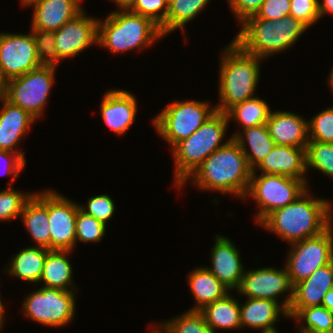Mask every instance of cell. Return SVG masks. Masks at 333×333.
Returning <instances> with one entry per match:
<instances>
[{
	"instance_id": "obj_21",
	"label": "cell",
	"mask_w": 333,
	"mask_h": 333,
	"mask_svg": "<svg viewBox=\"0 0 333 333\" xmlns=\"http://www.w3.org/2000/svg\"><path fill=\"white\" fill-rule=\"evenodd\" d=\"M266 125L276 145L306 148L309 142L308 120L296 112L272 110Z\"/></svg>"
},
{
	"instance_id": "obj_2",
	"label": "cell",
	"mask_w": 333,
	"mask_h": 333,
	"mask_svg": "<svg viewBox=\"0 0 333 333\" xmlns=\"http://www.w3.org/2000/svg\"><path fill=\"white\" fill-rule=\"evenodd\" d=\"M252 171L245 154L231 138L224 146L210 154L178 190L181 191L186 183L190 182L199 191H217L219 194H230L243 200Z\"/></svg>"
},
{
	"instance_id": "obj_5",
	"label": "cell",
	"mask_w": 333,
	"mask_h": 333,
	"mask_svg": "<svg viewBox=\"0 0 333 333\" xmlns=\"http://www.w3.org/2000/svg\"><path fill=\"white\" fill-rule=\"evenodd\" d=\"M240 26L233 41L266 62L269 57L290 50L308 29L291 15L274 21L246 19Z\"/></svg>"
},
{
	"instance_id": "obj_17",
	"label": "cell",
	"mask_w": 333,
	"mask_h": 333,
	"mask_svg": "<svg viewBox=\"0 0 333 333\" xmlns=\"http://www.w3.org/2000/svg\"><path fill=\"white\" fill-rule=\"evenodd\" d=\"M102 96L99 114L103 123L118 137L126 134L136 121L139 107L136 96L120 88L109 89Z\"/></svg>"
},
{
	"instance_id": "obj_16",
	"label": "cell",
	"mask_w": 333,
	"mask_h": 333,
	"mask_svg": "<svg viewBox=\"0 0 333 333\" xmlns=\"http://www.w3.org/2000/svg\"><path fill=\"white\" fill-rule=\"evenodd\" d=\"M214 237L210 252L211 265L205 267L231 292L237 291L245 272L240 251L228 236L215 234Z\"/></svg>"
},
{
	"instance_id": "obj_27",
	"label": "cell",
	"mask_w": 333,
	"mask_h": 333,
	"mask_svg": "<svg viewBox=\"0 0 333 333\" xmlns=\"http://www.w3.org/2000/svg\"><path fill=\"white\" fill-rule=\"evenodd\" d=\"M72 250H50L46 255L39 286L61 290H78L73 279ZM41 284V285H40Z\"/></svg>"
},
{
	"instance_id": "obj_33",
	"label": "cell",
	"mask_w": 333,
	"mask_h": 333,
	"mask_svg": "<svg viewBox=\"0 0 333 333\" xmlns=\"http://www.w3.org/2000/svg\"><path fill=\"white\" fill-rule=\"evenodd\" d=\"M179 316H175L152 325L160 333H214L206 324L205 318L200 311L184 310Z\"/></svg>"
},
{
	"instance_id": "obj_47",
	"label": "cell",
	"mask_w": 333,
	"mask_h": 333,
	"mask_svg": "<svg viewBox=\"0 0 333 333\" xmlns=\"http://www.w3.org/2000/svg\"><path fill=\"white\" fill-rule=\"evenodd\" d=\"M322 306L333 313V289L324 295Z\"/></svg>"
},
{
	"instance_id": "obj_52",
	"label": "cell",
	"mask_w": 333,
	"mask_h": 333,
	"mask_svg": "<svg viewBox=\"0 0 333 333\" xmlns=\"http://www.w3.org/2000/svg\"><path fill=\"white\" fill-rule=\"evenodd\" d=\"M150 326V333H160L152 324H149Z\"/></svg>"
},
{
	"instance_id": "obj_43",
	"label": "cell",
	"mask_w": 333,
	"mask_h": 333,
	"mask_svg": "<svg viewBox=\"0 0 333 333\" xmlns=\"http://www.w3.org/2000/svg\"><path fill=\"white\" fill-rule=\"evenodd\" d=\"M290 0H265L255 16L247 19L274 21L290 15Z\"/></svg>"
},
{
	"instance_id": "obj_18",
	"label": "cell",
	"mask_w": 333,
	"mask_h": 333,
	"mask_svg": "<svg viewBox=\"0 0 333 333\" xmlns=\"http://www.w3.org/2000/svg\"><path fill=\"white\" fill-rule=\"evenodd\" d=\"M0 104V149L18 153L27 161L23 148L19 146L37 120L21 107L11 104L2 95Z\"/></svg>"
},
{
	"instance_id": "obj_10",
	"label": "cell",
	"mask_w": 333,
	"mask_h": 333,
	"mask_svg": "<svg viewBox=\"0 0 333 333\" xmlns=\"http://www.w3.org/2000/svg\"><path fill=\"white\" fill-rule=\"evenodd\" d=\"M308 186L300 179L278 174L252 173L242 201L252 198L258 208L254 222L260 224L271 212L292 203Z\"/></svg>"
},
{
	"instance_id": "obj_32",
	"label": "cell",
	"mask_w": 333,
	"mask_h": 333,
	"mask_svg": "<svg viewBox=\"0 0 333 333\" xmlns=\"http://www.w3.org/2000/svg\"><path fill=\"white\" fill-rule=\"evenodd\" d=\"M291 319L296 321L294 323L300 333H330L333 331V313L324 306L302 308Z\"/></svg>"
},
{
	"instance_id": "obj_25",
	"label": "cell",
	"mask_w": 333,
	"mask_h": 333,
	"mask_svg": "<svg viewBox=\"0 0 333 333\" xmlns=\"http://www.w3.org/2000/svg\"><path fill=\"white\" fill-rule=\"evenodd\" d=\"M50 250L44 247L29 246L22 247L19 252L12 255L8 264H5L3 273L12 278H18L22 282L39 285L46 255Z\"/></svg>"
},
{
	"instance_id": "obj_4",
	"label": "cell",
	"mask_w": 333,
	"mask_h": 333,
	"mask_svg": "<svg viewBox=\"0 0 333 333\" xmlns=\"http://www.w3.org/2000/svg\"><path fill=\"white\" fill-rule=\"evenodd\" d=\"M98 21L97 45L112 54L149 49L164 37L150 18L129 10H111Z\"/></svg>"
},
{
	"instance_id": "obj_42",
	"label": "cell",
	"mask_w": 333,
	"mask_h": 333,
	"mask_svg": "<svg viewBox=\"0 0 333 333\" xmlns=\"http://www.w3.org/2000/svg\"><path fill=\"white\" fill-rule=\"evenodd\" d=\"M27 161H25L18 153H13L6 150L0 149V174H5L11 176L7 187H12L14 185V180L20 176L26 166Z\"/></svg>"
},
{
	"instance_id": "obj_12",
	"label": "cell",
	"mask_w": 333,
	"mask_h": 333,
	"mask_svg": "<svg viewBox=\"0 0 333 333\" xmlns=\"http://www.w3.org/2000/svg\"><path fill=\"white\" fill-rule=\"evenodd\" d=\"M293 288L285 265L282 269L266 266L258 269H245L241 284L235 292L245 298L269 299L279 302L288 311L293 299Z\"/></svg>"
},
{
	"instance_id": "obj_15",
	"label": "cell",
	"mask_w": 333,
	"mask_h": 333,
	"mask_svg": "<svg viewBox=\"0 0 333 333\" xmlns=\"http://www.w3.org/2000/svg\"><path fill=\"white\" fill-rule=\"evenodd\" d=\"M99 16H89L85 9L55 31V48L62 62L87 48L97 46Z\"/></svg>"
},
{
	"instance_id": "obj_23",
	"label": "cell",
	"mask_w": 333,
	"mask_h": 333,
	"mask_svg": "<svg viewBox=\"0 0 333 333\" xmlns=\"http://www.w3.org/2000/svg\"><path fill=\"white\" fill-rule=\"evenodd\" d=\"M280 316L289 318L288 311L279 302L245 298V302L241 303L240 299L241 330L244 328L261 330L260 332L276 330V323L281 320Z\"/></svg>"
},
{
	"instance_id": "obj_19",
	"label": "cell",
	"mask_w": 333,
	"mask_h": 333,
	"mask_svg": "<svg viewBox=\"0 0 333 333\" xmlns=\"http://www.w3.org/2000/svg\"><path fill=\"white\" fill-rule=\"evenodd\" d=\"M252 173L278 174L300 179L309 187L305 148L275 145Z\"/></svg>"
},
{
	"instance_id": "obj_30",
	"label": "cell",
	"mask_w": 333,
	"mask_h": 333,
	"mask_svg": "<svg viewBox=\"0 0 333 333\" xmlns=\"http://www.w3.org/2000/svg\"><path fill=\"white\" fill-rule=\"evenodd\" d=\"M210 2L211 0H171L168 4L167 18L159 27L162 35L165 37L180 29L186 42L188 33H186L185 26L198 17Z\"/></svg>"
},
{
	"instance_id": "obj_20",
	"label": "cell",
	"mask_w": 333,
	"mask_h": 333,
	"mask_svg": "<svg viewBox=\"0 0 333 333\" xmlns=\"http://www.w3.org/2000/svg\"><path fill=\"white\" fill-rule=\"evenodd\" d=\"M333 289V260L316 269L307 279L294 285L293 299L288 309L291 319L300 309L322 306L324 295Z\"/></svg>"
},
{
	"instance_id": "obj_35",
	"label": "cell",
	"mask_w": 333,
	"mask_h": 333,
	"mask_svg": "<svg viewBox=\"0 0 333 333\" xmlns=\"http://www.w3.org/2000/svg\"><path fill=\"white\" fill-rule=\"evenodd\" d=\"M35 192L20 191L14 187H7L0 191V222L15 221L20 218L27 201Z\"/></svg>"
},
{
	"instance_id": "obj_14",
	"label": "cell",
	"mask_w": 333,
	"mask_h": 333,
	"mask_svg": "<svg viewBox=\"0 0 333 333\" xmlns=\"http://www.w3.org/2000/svg\"><path fill=\"white\" fill-rule=\"evenodd\" d=\"M79 203L48 189L50 250L76 249V215Z\"/></svg>"
},
{
	"instance_id": "obj_1",
	"label": "cell",
	"mask_w": 333,
	"mask_h": 333,
	"mask_svg": "<svg viewBox=\"0 0 333 333\" xmlns=\"http://www.w3.org/2000/svg\"><path fill=\"white\" fill-rule=\"evenodd\" d=\"M332 223V202L314 196L309 186L292 203L271 212L259 226L291 245L321 234Z\"/></svg>"
},
{
	"instance_id": "obj_38",
	"label": "cell",
	"mask_w": 333,
	"mask_h": 333,
	"mask_svg": "<svg viewBox=\"0 0 333 333\" xmlns=\"http://www.w3.org/2000/svg\"><path fill=\"white\" fill-rule=\"evenodd\" d=\"M79 209L85 214L93 216L107 226L109 221L115 215V202L108 194L94 195L87 199L86 204H78Z\"/></svg>"
},
{
	"instance_id": "obj_36",
	"label": "cell",
	"mask_w": 333,
	"mask_h": 333,
	"mask_svg": "<svg viewBox=\"0 0 333 333\" xmlns=\"http://www.w3.org/2000/svg\"><path fill=\"white\" fill-rule=\"evenodd\" d=\"M76 248L79 243H99L106 234L107 226L80 209L76 215Z\"/></svg>"
},
{
	"instance_id": "obj_28",
	"label": "cell",
	"mask_w": 333,
	"mask_h": 333,
	"mask_svg": "<svg viewBox=\"0 0 333 333\" xmlns=\"http://www.w3.org/2000/svg\"><path fill=\"white\" fill-rule=\"evenodd\" d=\"M228 293L222 299L206 305L200 312L203 314L206 324L217 333L219 330H240V300Z\"/></svg>"
},
{
	"instance_id": "obj_7",
	"label": "cell",
	"mask_w": 333,
	"mask_h": 333,
	"mask_svg": "<svg viewBox=\"0 0 333 333\" xmlns=\"http://www.w3.org/2000/svg\"><path fill=\"white\" fill-rule=\"evenodd\" d=\"M216 111V106H212L209 101L174 99L151 122L158 135L172 149L201 127Z\"/></svg>"
},
{
	"instance_id": "obj_37",
	"label": "cell",
	"mask_w": 333,
	"mask_h": 333,
	"mask_svg": "<svg viewBox=\"0 0 333 333\" xmlns=\"http://www.w3.org/2000/svg\"><path fill=\"white\" fill-rule=\"evenodd\" d=\"M309 141L333 143V106L312 116L308 120Z\"/></svg>"
},
{
	"instance_id": "obj_46",
	"label": "cell",
	"mask_w": 333,
	"mask_h": 333,
	"mask_svg": "<svg viewBox=\"0 0 333 333\" xmlns=\"http://www.w3.org/2000/svg\"><path fill=\"white\" fill-rule=\"evenodd\" d=\"M112 1L115 5V7H117L118 9L117 10H129L135 0H110Z\"/></svg>"
},
{
	"instance_id": "obj_22",
	"label": "cell",
	"mask_w": 333,
	"mask_h": 333,
	"mask_svg": "<svg viewBox=\"0 0 333 333\" xmlns=\"http://www.w3.org/2000/svg\"><path fill=\"white\" fill-rule=\"evenodd\" d=\"M84 9L80 0H41L32 7L29 29L57 31Z\"/></svg>"
},
{
	"instance_id": "obj_39",
	"label": "cell",
	"mask_w": 333,
	"mask_h": 333,
	"mask_svg": "<svg viewBox=\"0 0 333 333\" xmlns=\"http://www.w3.org/2000/svg\"><path fill=\"white\" fill-rule=\"evenodd\" d=\"M34 36L36 53L41 65L55 66L62 60L55 48V31L31 30Z\"/></svg>"
},
{
	"instance_id": "obj_48",
	"label": "cell",
	"mask_w": 333,
	"mask_h": 333,
	"mask_svg": "<svg viewBox=\"0 0 333 333\" xmlns=\"http://www.w3.org/2000/svg\"><path fill=\"white\" fill-rule=\"evenodd\" d=\"M5 303L0 302V331H2V329H4L5 326V320H6V309H5Z\"/></svg>"
},
{
	"instance_id": "obj_8",
	"label": "cell",
	"mask_w": 333,
	"mask_h": 333,
	"mask_svg": "<svg viewBox=\"0 0 333 333\" xmlns=\"http://www.w3.org/2000/svg\"><path fill=\"white\" fill-rule=\"evenodd\" d=\"M34 290L23 298L22 315L24 314L37 324L54 329H61L72 323L76 316V294L79 290H61L42 286Z\"/></svg>"
},
{
	"instance_id": "obj_34",
	"label": "cell",
	"mask_w": 333,
	"mask_h": 333,
	"mask_svg": "<svg viewBox=\"0 0 333 333\" xmlns=\"http://www.w3.org/2000/svg\"><path fill=\"white\" fill-rule=\"evenodd\" d=\"M306 172L314 169L333 180V143L309 141L305 148Z\"/></svg>"
},
{
	"instance_id": "obj_41",
	"label": "cell",
	"mask_w": 333,
	"mask_h": 333,
	"mask_svg": "<svg viewBox=\"0 0 333 333\" xmlns=\"http://www.w3.org/2000/svg\"><path fill=\"white\" fill-rule=\"evenodd\" d=\"M290 15L308 29L320 21L318 0H290Z\"/></svg>"
},
{
	"instance_id": "obj_49",
	"label": "cell",
	"mask_w": 333,
	"mask_h": 333,
	"mask_svg": "<svg viewBox=\"0 0 333 333\" xmlns=\"http://www.w3.org/2000/svg\"><path fill=\"white\" fill-rule=\"evenodd\" d=\"M41 0H19L20 5H22L21 7H33L34 5H36L38 2H40Z\"/></svg>"
},
{
	"instance_id": "obj_45",
	"label": "cell",
	"mask_w": 333,
	"mask_h": 333,
	"mask_svg": "<svg viewBox=\"0 0 333 333\" xmlns=\"http://www.w3.org/2000/svg\"><path fill=\"white\" fill-rule=\"evenodd\" d=\"M318 11L321 18L333 15V0H318Z\"/></svg>"
},
{
	"instance_id": "obj_53",
	"label": "cell",
	"mask_w": 333,
	"mask_h": 333,
	"mask_svg": "<svg viewBox=\"0 0 333 333\" xmlns=\"http://www.w3.org/2000/svg\"><path fill=\"white\" fill-rule=\"evenodd\" d=\"M280 331H278L277 329L276 330H273V331H263L261 333H279Z\"/></svg>"
},
{
	"instance_id": "obj_44",
	"label": "cell",
	"mask_w": 333,
	"mask_h": 333,
	"mask_svg": "<svg viewBox=\"0 0 333 333\" xmlns=\"http://www.w3.org/2000/svg\"><path fill=\"white\" fill-rule=\"evenodd\" d=\"M265 0H227L228 7L238 25L242 24L247 18L255 16Z\"/></svg>"
},
{
	"instance_id": "obj_13",
	"label": "cell",
	"mask_w": 333,
	"mask_h": 333,
	"mask_svg": "<svg viewBox=\"0 0 333 333\" xmlns=\"http://www.w3.org/2000/svg\"><path fill=\"white\" fill-rule=\"evenodd\" d=\"M40 66L30 29L29 34L0 32V71L4 82Z\"/></svg>"
},
{
	"instance_id": "obj_50",
	"label": "cell",
	"mask_w": 333,
	"mask_h": 333,
	"mask_svg": "<svg viewBox=\"0 0 333 333\" xmlns=\"http://www.w3.org/2000/svg\"><path fill=\"white\" fill-rule=\"evenodd\" d=\"M329 74L327 76V83L329 84L328 86L330 87V91L333 94V66L331 67V70H329Z\"/></svg>"
},
{
	"instance_id": "obj_31",
	"label": "cell",
	"mask_w": 333,
	"mask_h": 333,
	"mask_svg": "<svg viewBox=\"0 0 333 333\" xmlns=\"http://www.w3.org/2000/svg\"><path fill=\"white\" fill-rule=\"evenodd\" d=\"M269 105L266 100L256 95L231 107L226 112L228 121H234L240 127L231 137L233 138L239 130L266 124L272 111Z\"/></svg>"
},
{
	"instance_id": "obj_51",
	"label": "cell",
	"mask_w": 333,
	"mask_h": 333,
	"mask_svg": "<svg viewBox=\"0 0 333 333\" xmlns=\"http://www.w3.org/2000/svg\"><path fill=\"white\" fill-rule=\"evenodd\" d=\"M4 85H5V82L3 81V77H2V74H1V71H0V95L3 94Z\"/></svg>"
},
{
	"instance_id": "obj_40",
	"label": "cell",
	"mask_w": 333,
	"mask_h": 333,
	"mask_svg": "<svg viewBox=\"0 0 333 333\" xmlns=\"http://www.w3.org/2000/svg\"><path fill=\"white\" fill-rule=\"evenodd\" d=\"M129 11L150 18L160 27L167 18L168 3L165 0H135Z\"/></svg>"
},
{
	"instance_id": "obj_9",
	"label": "cell",
	"mask_w": 333,
	"mask_h": 333,
	"mask_svg": "<svg viewBox=\"0 0 333 333\" xmlns=\"http://www.w3.org/2000/svg\"><path fill=\"white\" fill-rule=\"evenodd\" d=\"M55 66L42 65L5 82L2 96L21 107L37 121L44 117L46 105L56 80Z\"/></svg>"
},
{
	"instance_id": "obj_6",
	"label": "cell",
	"mask_w": 333,
	"mask_h": 333,
	"mask_svg": "<svg viewBox=\"0 0 333 333\" xmlns=\"http://www.w3.org/2000/svg\"><path fill=\"white\" fill-rule=\"evenodd\" d=\"M229 125L227 114L216 111L188 138L170 149L174 158V188L178 189L210 154L232 138H225Z\"/></svg>"
},
{
	"instance_id": "obj_11",
	"label": "cell",
	"mask_w": 333,
	"mask_h": 333,
	"mask_svg": "<svg viewBox=\"0 0 333 333\" xmlns=\"http://www.w3.org/2000/svg\"><path fill=\"white\" fill-rule=\"evenodd\" d=\"M288 246L284 265L294 286L333 260V223L321 234Z\"/></svg>"
},
{
	"instance_id": "obj_29",
	"label": "cell",
	"mask_w": 333,
	"mask_h": 333,
	"mask_svg": "<svg viewBox=\"0 0 333 333\" xmlns=\"http://www.w3.org/2000/svg\"><path fill=\"white\" fill-rule=\"evenodd\" d=\"M245 154L249 167L254 170L276 145L266 124L239 130L233 137Z\"/></svg>"
},
{
	"instance_id": "obj_3",
	"label": "cell",
	"mask_w": 333,
	"mask_h": 333,
	"mask_svg": "<svg viewBox=\"0 0 333 333\" xmlns=\"http://www.w3.org/2000/svg\"><path fill=\"white\" fill-rule=\"evenodd\" d=\"M216 110L226 113L234 105L256 96L264 59L247 53L235 41L222 49ZM261 63V64H260Z\"/></svg>"
},
{
	"instance_id": "obj_26",
	"label": "cell",
	"mask_w": 333,
	"mask_h": 333,
	"mask_svg": "<svg viewBox=\"0 0 333 333\" xmlns=\"http://www.w3.org/2000/svg\"><path fill=\"white\" fill-rule=\"evenodd\" d=\"M195 267L187 276L189 291L196 302L193 307L187 309L189 311H200L231 292L205 266Z\"/></svg>"
},
{
	"instance_id": "obj_24",
	"label": "cell",
	"mask_w": 333,
	"mask_h": 333,
	"mask_svg": "<svg viewBox=\"0 0 333 333\" xmlns=\"http://www.w3.org/2000/svg\"><path fill=\"white\" fill-rule=\"evenodd\" d=\"M19 219L23 221V225L31 236L33 246L50 250L48 189L35 190L33 196L25 204Z\"/></svg>"
}]
</instances>
